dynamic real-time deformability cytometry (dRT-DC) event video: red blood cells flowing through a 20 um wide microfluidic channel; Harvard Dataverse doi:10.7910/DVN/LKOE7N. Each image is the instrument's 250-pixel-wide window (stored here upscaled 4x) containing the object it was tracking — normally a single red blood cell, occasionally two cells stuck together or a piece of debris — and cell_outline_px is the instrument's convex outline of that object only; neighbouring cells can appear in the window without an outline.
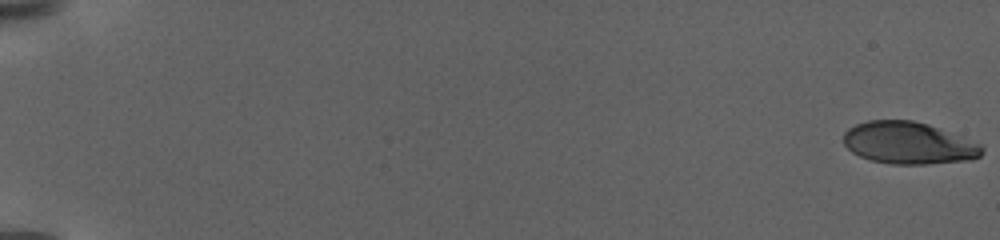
{"species": "human", "species_latin": "Homo sapiens", "temperature_condition": "warm", "stored_images_in_passage": 68, "camera_frame_rate_fps": 3000, "um_per_image_px": 0.085, "donor": {"sex": "female"}, "frame": {"image": 1, "passage_image": 1, "time_ms": 0.0, "image_size_px": [1000, 240], "cell_outline_px": [[984, 152], [980, 156], [972, 160], [928, 164], [892, 164], [872, 160], [860, 156], [852, 152], [844, 144], [844, 132], [848, 128], [856, 124], [868, 120], [912, 120], [928, 124], [980, 144], [984, 148]], "centroid_in_image_um": [77.23, 12.16], "position_along_channel_um": 7.8, "area_um2": 33.87}}
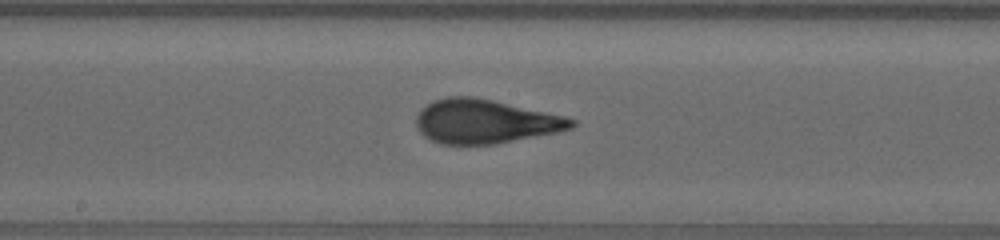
{"frame": {"image": 2, "passage_image": 31, "time_ms": 14.0, "image_size_px": [1000, 240], "cell_outline_px": [[576, 124], [572, 128], [556, 132], [496, 144], [440, 144], [424, 136], [416, 128], [416, 116], [420, 108], [432, 100], [448, 96], [476, 96], [564, 116], [576, 120]], "centroid_in_image_um": [41.18, 10.31], "position_along_channel_um": 207.0, "area_um2": 39.94}}
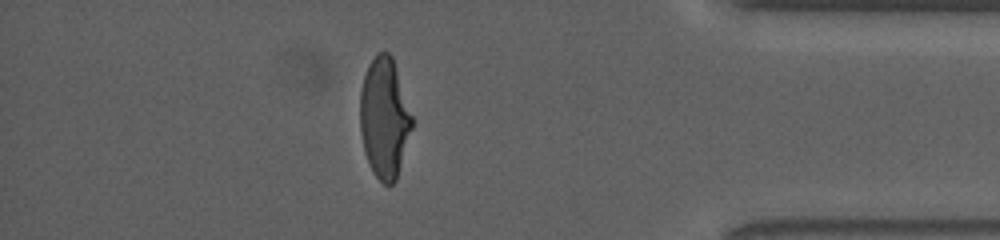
{"frame": {"image": 3, "passage_image": 58, "time_ms": 21.667, "image_size_px": [1000, 240], "cell_outline_px": [[412, 128], [396, 180], [392, 184], [384, 184], [372, 172], [364, 152], [360, 132], [360, 92], [364, 76], [368, 64], [380, 52], [388, 52], [392, 56], [412, 116]], "centroid_in_image_um": [32.65, 10.05], "position_along_channel_um": 402.5, "area_um2": 36.13}, "authors_computed_cell_mechanics": {"area_um2": 37.3388, "velocity_mm_per_s": 2.9057, "shape_relaxation_time_tau1_ms": 9.0473, "shape_relaxation_time_tau2_ms": null, "deformation_change_tau1": 0.2982, "deformation_change_tau2": null}}